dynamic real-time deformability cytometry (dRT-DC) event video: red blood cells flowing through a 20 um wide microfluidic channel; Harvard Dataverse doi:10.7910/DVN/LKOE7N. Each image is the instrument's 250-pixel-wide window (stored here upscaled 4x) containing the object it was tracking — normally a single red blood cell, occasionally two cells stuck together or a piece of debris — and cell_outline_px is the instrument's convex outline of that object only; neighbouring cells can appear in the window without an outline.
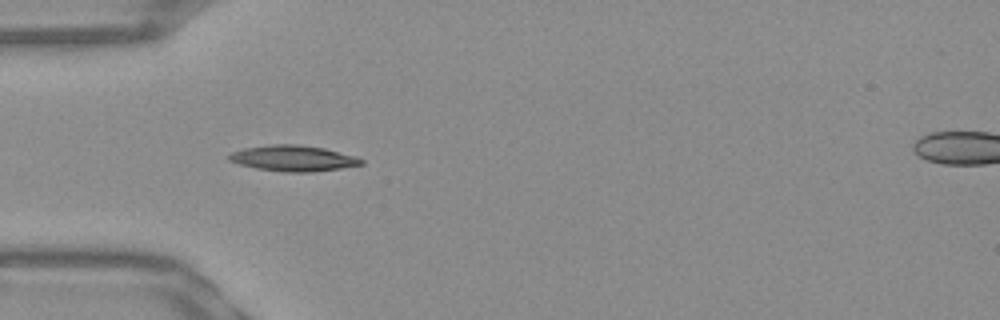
{"species": "Egyptian fruit bat (a non-hibernating species)", "species_latin": "Rousettus aegyptiacus", "temperature_condition": "warm", "stored_images_in_passage": 16, "camera_frame_rate_fps": 3000, "um_per_image_px": 0.085, "frame": {"image": 1, "passage_image": 7, "time_ms": 2.0, "image_size_px": [1000, 320], "cell_outline_px": [[364, 164], [340, 168], [312, 172], [284, 172], [256, 168], [240, 164], [228, 160], [228, 156], [232, 152], [244, 148], [272, 144], [300, 144], [324, 148], [356, 156], [364, 160]], "centroid_in_image_um": [24.94, 13.45], "position_along_channel_um": 60.1, "area_um2": 19.88}}